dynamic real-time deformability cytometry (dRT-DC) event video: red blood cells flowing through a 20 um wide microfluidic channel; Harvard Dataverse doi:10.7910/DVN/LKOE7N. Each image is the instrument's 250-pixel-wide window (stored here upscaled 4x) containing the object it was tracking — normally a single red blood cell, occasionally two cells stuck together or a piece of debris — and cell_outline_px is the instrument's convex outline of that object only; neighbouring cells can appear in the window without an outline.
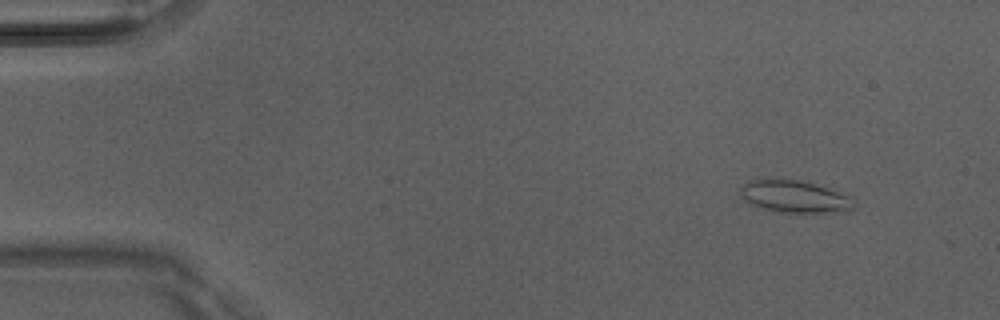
{"species": "Egyptian fruit bat (a non-hibernating species)", "species_latin": "Rousettus aegyptiacus", "temperature_condition": "room temperature", "stored_images_in_passage": 4, "camera_frame_rate_fps": 3000, "um_per_image_px": 0.085, "animal": {"sex": "male"}, "frame": {"image": 1, "passage_image": 1, "time_ms": 0.0, "image_size_px": [1000, 320], "cell_outline_px": [[852, 212], [776, 212], [752, 204], [744, 200], [740, 196], [740, 188], [744, 184], [752, 180], [800, 180], [828, 188], [852, 196]], "centroid_in_image_um": [67.57, 16.72], "position_along_channel_um": 17.4, "area_um2": 21.04}}